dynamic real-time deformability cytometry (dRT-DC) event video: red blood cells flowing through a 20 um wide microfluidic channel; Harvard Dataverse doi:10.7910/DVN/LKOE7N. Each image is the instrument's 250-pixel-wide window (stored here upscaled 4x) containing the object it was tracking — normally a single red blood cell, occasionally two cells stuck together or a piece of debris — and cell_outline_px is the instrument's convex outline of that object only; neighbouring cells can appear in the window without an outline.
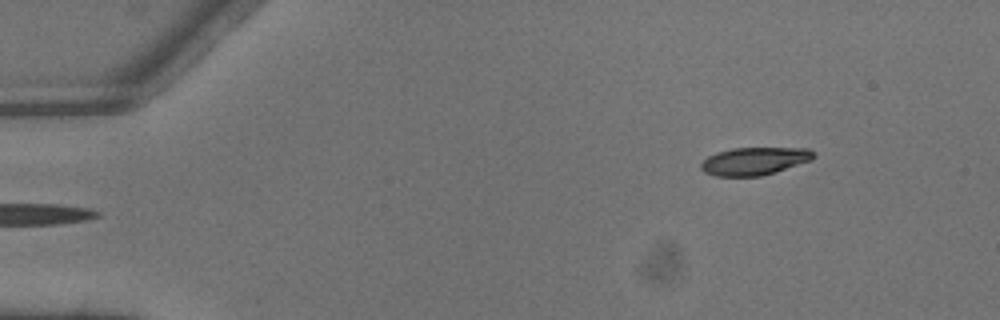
{"species": "common noctule bat (a hibernating species)", "species_latin": "Nyctalus noctula", "temperature_condition": "warm", "stored_images_in_passage": 4, "segment_of_instrument_passage": [2, 2], "camera_frame_rate_fps": 3000, "um_per_image_px": 0.085, "animal": {"sex": "male", "body_mass_g": 13.3}, "frame": {"image": 1, "passage_image": 4, "time_ms": 1.0, "image_size_px": [1000, 320], "cell_outline_px": [[816, 156], [812, 160], [776, 172], [760, 176], [716, 176], [704, 172], [700, 168], [700, 164], [708, 156], [716, 152], [732, 148], [808, 148]], "centroid_in_image_um": [64.12, 13.69], "position_along_channel_um": 20.9, "area_um2": 18.26}}